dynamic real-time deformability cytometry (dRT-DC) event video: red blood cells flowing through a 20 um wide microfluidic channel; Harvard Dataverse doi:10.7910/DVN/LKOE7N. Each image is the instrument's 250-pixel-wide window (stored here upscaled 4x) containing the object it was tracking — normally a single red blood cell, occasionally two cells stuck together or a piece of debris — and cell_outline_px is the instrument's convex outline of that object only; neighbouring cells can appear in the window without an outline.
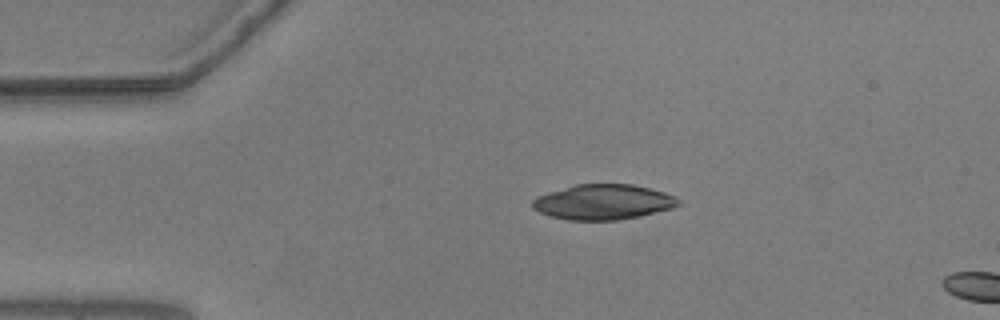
{"species": "common noctule bat (a hibernating species)", "species_latin": "Nyctalus noctula", "temperature_condition": "warm", "stored_images_in_passage": 5, "camera_frame_rate_fps": 3000, "um_per_image_px": 0.085, "animal": {"sex": "male", "body_mass_g": 20.5, "forearm_length_mm": 52.5}, "frame": {"image": 1, "passage_image": 1, "time_ms": 0.0, "image_size_px": [1000, 320], "cell_outline_px": [[680, 204], [672, 208], [640, 216], [616, 220], [568, 220], [552, 216], [540, 212], [532, 208], [532, 200], [536, 196], [548, 192], [576, 184], [632, 184], [664, 192], [676, 196], [680, 200]], "centroid_in_image_um": [51.27, 17.17], "position_along_channel_um": 33.7, "area_um2": 29.88}}